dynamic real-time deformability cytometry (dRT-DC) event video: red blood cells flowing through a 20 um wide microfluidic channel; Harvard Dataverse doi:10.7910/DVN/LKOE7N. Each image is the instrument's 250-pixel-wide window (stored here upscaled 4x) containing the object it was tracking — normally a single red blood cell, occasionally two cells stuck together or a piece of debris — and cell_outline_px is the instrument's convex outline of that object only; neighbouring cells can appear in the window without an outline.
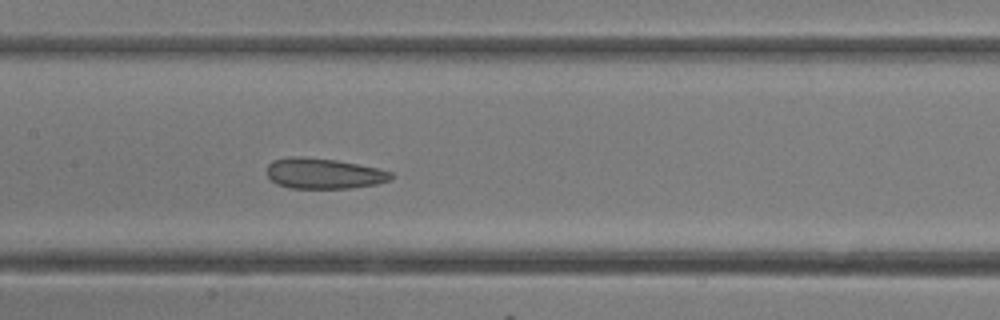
{"species": "common noctule bat (a hibernating species)", "species_latin": "Nyctalus noctula", "temperature_condition": "room temperature", "stored_images_in_passage": 15, "camera_frame_rate_fps": 3000, "um_per_image_px": 0.085, "animal": {"sex": "female"}, "frame": {"image": 1, "passage_image": 15, "time_ms": 4.667, "image_size_px": [1000, 320], "cell_outline_px": [[396, 176], [392, 180], [376, 184], [352, 188], [288, 188], [276, 184], [268, 176], [268, 164], [272, 160], [292, 156], [304, 156], [336, 160], [376, 168], [392, 172]], "centroid_in_image_um": [27.53, 14.75], "position_along_channel_um": 179.9, "area_um2": 22.25}}